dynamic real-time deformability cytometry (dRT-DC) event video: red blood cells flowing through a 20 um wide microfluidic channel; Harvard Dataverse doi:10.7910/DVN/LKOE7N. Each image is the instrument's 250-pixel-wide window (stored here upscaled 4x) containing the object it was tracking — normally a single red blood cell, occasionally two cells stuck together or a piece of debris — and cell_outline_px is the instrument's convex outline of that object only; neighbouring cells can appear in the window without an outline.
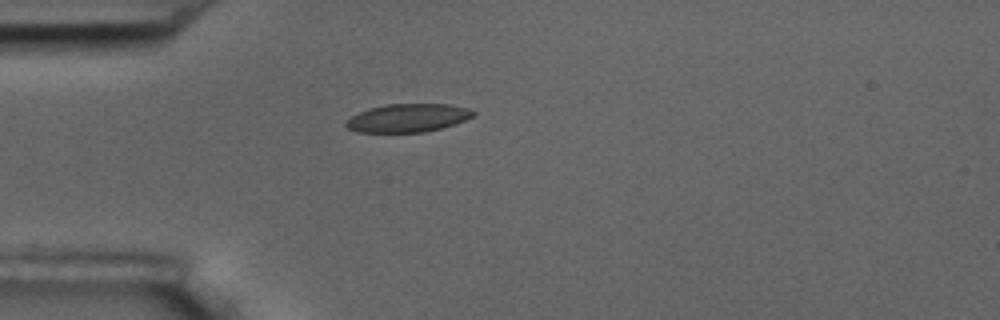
{"species": "common noctule bat (a hibernating species)", "species_latin": "Nyctalus noctula", "temperature_condition": "room temperature", "stored_images_in_passage": 2, "camera_frame_rate_fps": 3000, "um_per_image_px": 0.085, "animal": {"sex": "male", "body_mass_g": 17.5, "forearm_length_mm": 52.3}, "frame": {"image": 1, "passage_image": 2, "time_ms": 2.0, "image_size_px": [1000, 320], "cell_outline_px": [[476, 112], [472, 116], [464, 120], [440, 128], [424, 132], [356, 132], [348, 128], [344, 124], [352, 116], [360, 112], [372, 108], [388, 104], [448, 104], [468, 108]], "centroid_in_image_um": [34.66, 10.02], "position_along_channel_um": 50.3, "area_um2": 20.58}}